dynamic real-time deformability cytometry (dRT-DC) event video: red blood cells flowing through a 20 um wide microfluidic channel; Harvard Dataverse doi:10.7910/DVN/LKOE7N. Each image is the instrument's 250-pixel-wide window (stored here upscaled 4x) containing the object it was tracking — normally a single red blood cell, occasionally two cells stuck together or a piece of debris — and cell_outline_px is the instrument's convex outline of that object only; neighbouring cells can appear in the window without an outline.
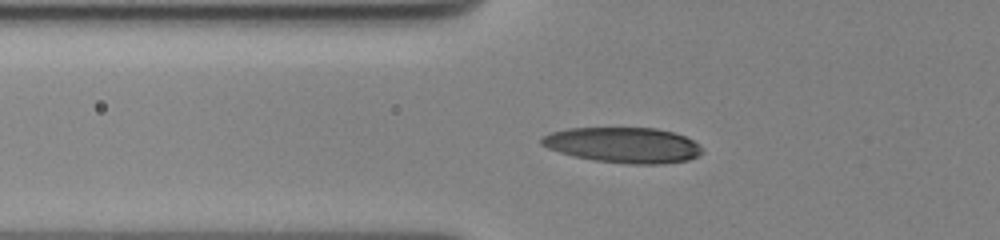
{"species": "human", "species_latin": "Homo sapiens", "temperature_condition": "cold", "stored_images_in_passage": 38, "camera_frame_rate_fps": 3000, "um_per_image_px": 0.085, "donor": {"sex": "female"}, "frame": {"image": 1, "passage_image": 2, "time_ms": 0.333, "image_size_px": [1000, 240], "cell_outline_px": [[704, 152], [688, 160], [660, 164], [628, 164], [592, 160], [560, 152], [548, 148], [540, 144], [540, 140], [544, 136], [552, 132], [568, 128], [656, 128], [672, 132], [684, 136], [700, 144]], "centroid_in_image_um": [53.0, 12.33], "position_along_channel_um": 72.8, "area_um2": 33.12}}
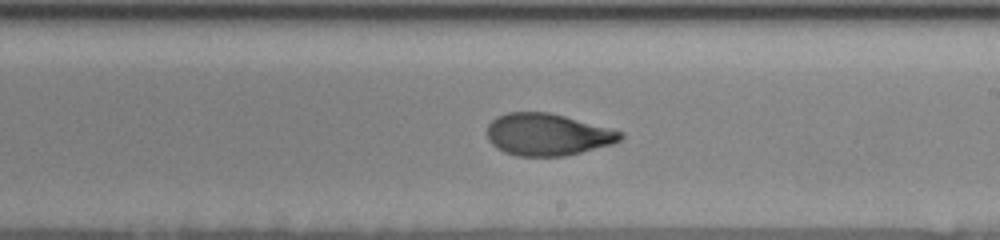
{"frame": {"image": 2, "passage_image": 17, "time_ms": 5.333, "image_size_px": [1000, 240], "cell_outline_px": [[624, 136], [620, 140], [612, 144], [564, 156], [516, 156], [504, 152], [496, 148], [488, 140], [488, 124], [496, 116], [508, 112], [548, 112], [564, 116], [624, 132]], "centroid_in_image_um": [46.51, 11.44], "position_along_channel_um": 242.5, "area_um2": 32.54}}
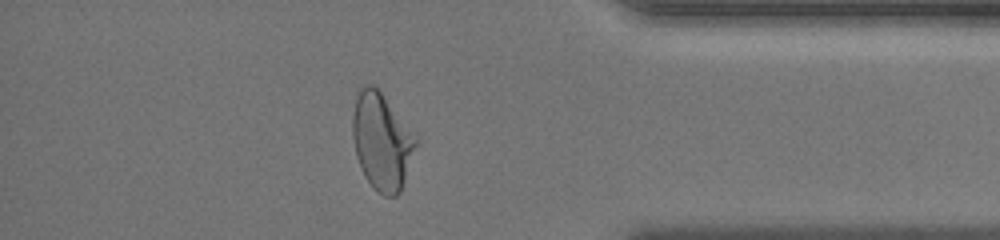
{"frame": {"image": 3, "passage_image": 32, "time_ms": 10.333, "image_size_px": [1000, 240], "cell_outline_px": [[420, 136], [400, 192], [396, 196], [384, 196], [364, 176], [360, 168], [356, 156], [352, 136], [352, 116], [356, 96], [360, 88], [368, 84], [372, 84], [380, 92]], "centroid_in_image_um": [32.47, 11.99], "position_along_channel_um": 402.7, "area_um2": 35.89}, "authors_computed_cell_mechanics": {"area_um2": 33.3217, "velocity_mm_per_s": 3.4779, "shape_relaxation_time_tau1_ms": 3.3345, "shape_relaxation_time_tau2_ms": 1.4626, "deformation_change_tau1": 0.171, "deformation_change_tau2": 0.0688}}